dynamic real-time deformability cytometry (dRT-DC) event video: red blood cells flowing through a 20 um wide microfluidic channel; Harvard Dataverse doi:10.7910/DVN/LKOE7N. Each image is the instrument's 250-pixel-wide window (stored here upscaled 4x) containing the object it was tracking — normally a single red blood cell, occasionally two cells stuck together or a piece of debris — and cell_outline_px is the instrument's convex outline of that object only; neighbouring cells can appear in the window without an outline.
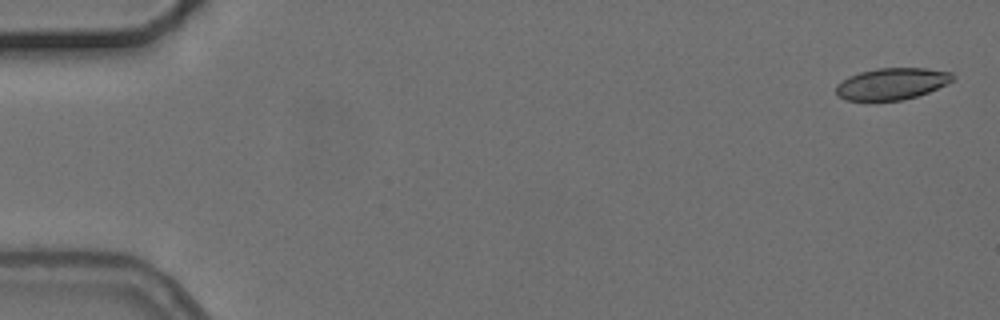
{"species": "common noctule bat (a hibernating species)", "species_latin": "Nyctalus noctula", "temperature_condition": "cold", "stored_images_in_passage": 5, "camera_frame_rate_fps": 3000, "um_per_image_px": 0.085, "animal": {"sex": "female", "body_mass_g": 24.6, "forearm_length_mm": 56.2}, "frame": {"image": 1, "passage_image": 1, "time_ms": 0.0, "image_size_px": [1000, 320], "cell_outline_px": [[956, 76], [952, 80], [928, 92], [916, 96], [900, 100], [848, 100], [840, 96], [836, 92], [836, 84], [848, 76], [860, 72], [880, 68], [924, 68], [952, 72]], "centroid_in_image_um": [75.8, 7.11], "position_along_channel_um": 9.2, "area_um2": 21.21}}
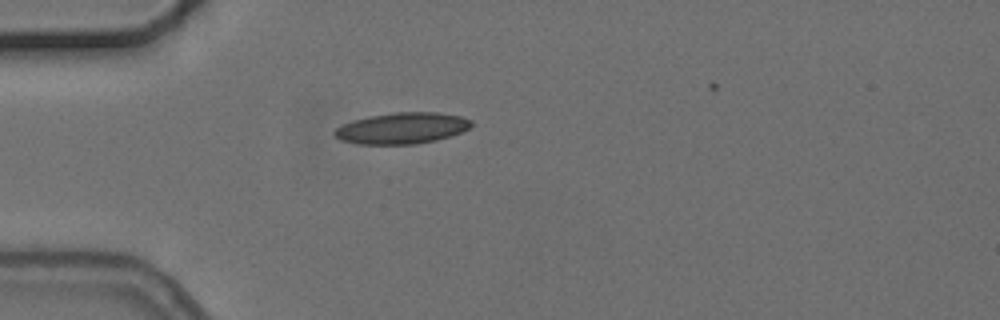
{"frame": {"image": 2, "passage_image": 4, "time_ms": 4.667, "image_size_px": [1000, 320], "cell_outline_px": [[472, 124], [468, 128], [460, 132], [436, 140], [416, 144], [356, 144], [340, 140], [332, 132], [336, 128], [352, 120], [368, 116], [392, 112], [436, 112], [460, 116], [472, 120]], "centroid_in_image_um": [34.13, 10.89], "position_along_channel_um": 50.9, "area_um2": 24.85}}